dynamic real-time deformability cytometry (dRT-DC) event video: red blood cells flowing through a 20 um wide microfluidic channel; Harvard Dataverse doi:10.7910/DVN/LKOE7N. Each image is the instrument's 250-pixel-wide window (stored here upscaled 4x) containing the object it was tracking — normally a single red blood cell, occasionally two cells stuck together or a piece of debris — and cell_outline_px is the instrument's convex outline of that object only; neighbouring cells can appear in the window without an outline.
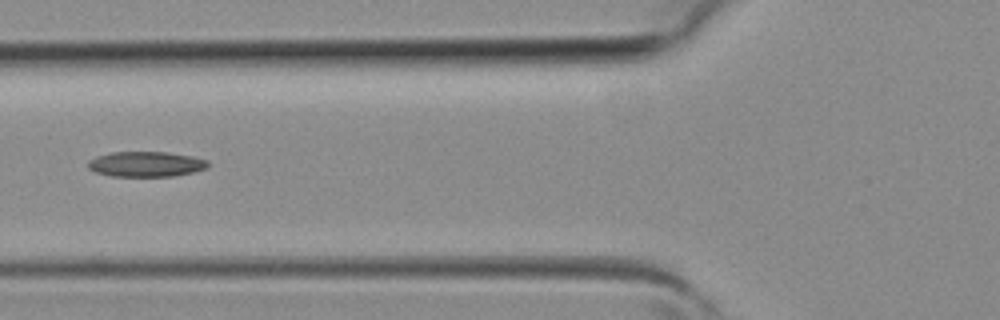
{"species": "common noctule bat (a hibernating species)", "species_latin": "Nyctalus noctula", "temperature_condition": "room temperature", "stored_images_in_passage": 4, "camera_frame_rate_fps": 3000, "um_per_image_px": 0.085, "animal": {"sex": "female", "body_mass_g": 19.3, "forearm_length_mm": 54.1}, "frame": {"image": 1, "passage_image": 4, "time_ms": 1.0, "image_size_px": [1000, 320], "cell_outline_px": [[208, 168], [176, 176], [108, 176], [96, 172], [88, 168], [88, 160], [96, 156], [112, 152], [164, 152], [192, 156], [208, 160]], "centroid_in_image_um": [12.4, 13.95], "position_along_channel_um": 113.4, "area_um2": 17.69}}